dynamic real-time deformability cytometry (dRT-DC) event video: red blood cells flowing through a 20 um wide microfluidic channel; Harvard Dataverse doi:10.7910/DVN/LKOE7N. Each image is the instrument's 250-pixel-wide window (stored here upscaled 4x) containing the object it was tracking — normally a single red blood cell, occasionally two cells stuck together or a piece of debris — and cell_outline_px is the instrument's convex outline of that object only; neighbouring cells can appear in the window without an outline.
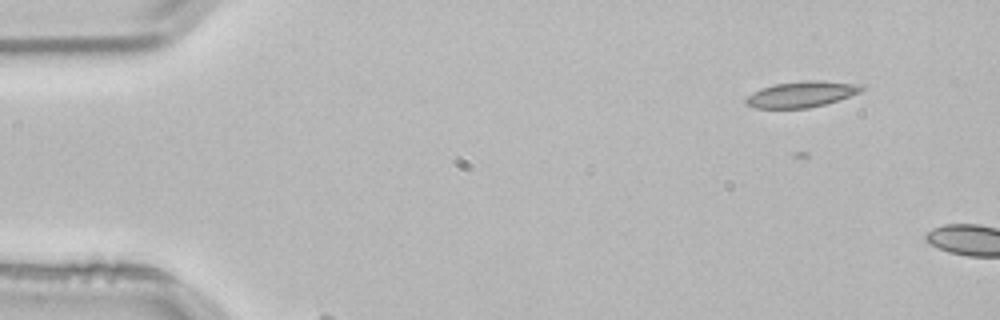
{"species": "common noctule bat (a hibernating species)", "species_latin": "Nyctalus noctula", "temperature_condition": "room temperature", "stored_images_in_passage": 2, "camera_frame_rate_fps": 3000, "um_per_image_px": 0.085, "animal": {"sex": "male", "body_mass_g": 21.5, "forearm_length_mm": 52.0}, "frame": {"image": 1, "passage_image": 1, "time_ms": 0.0, "image_size_px": [1000, 320], "cell_outline_px": [[864, 88], [860, 92], [824, 104], [808, 108], [756, 108], [744, 104], [744, 100], [752, 92], [760, 88], [776, 84], [804, 80], [820, 80], [864, 84]], "centroid_in_image_um": [68.11, 8.0], "position_along_channel_um": 16.9, "area_um2": 17.51}}